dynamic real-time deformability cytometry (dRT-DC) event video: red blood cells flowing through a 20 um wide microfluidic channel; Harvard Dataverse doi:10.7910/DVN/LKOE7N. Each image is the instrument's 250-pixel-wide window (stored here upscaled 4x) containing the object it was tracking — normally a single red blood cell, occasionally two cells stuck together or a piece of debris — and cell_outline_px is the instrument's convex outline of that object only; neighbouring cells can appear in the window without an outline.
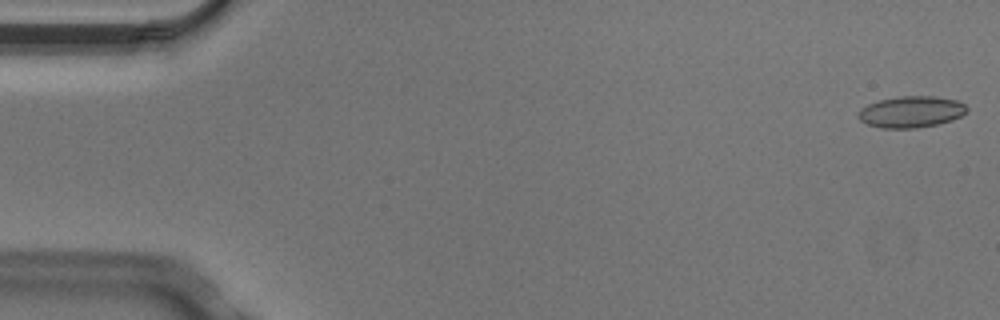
{"species": "Egyptian fruit bat (a non-hibernating species)", "species_latin": "Rousettus aegyptiacus", "temperature_condition": "cold", "stored_images_in_passage": 5, "camera_frame_rate_fps": 3000, "um_per_image_px": 0.085, "animal": {"sex": "male"}, "frame": {"image": 1, "passage_image": 1, "time_ms": 0.0, "image_size_px": [1000, 320], "cell_outline_px": [[968, 112], [952, 120], [936, 124], [916, 128], [880, 128], [868, 124], [860, 120], [856, 116], [856, 112], [860, 108], [868, 104], [880, 100], [900, 96], [936, 96], [956, 100], [964, 104], [968, 108]], "centroid_in_image_um": [77.43, 9.5], "position_along_channel_um": 7.6, "area_um2": 20.0}}